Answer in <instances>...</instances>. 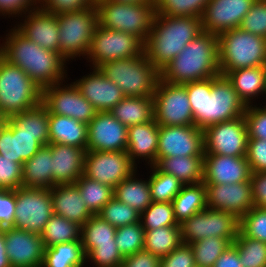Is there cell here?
Instances as JSON below:
<instances>
[{
	"instance_id": "15",
	"label": "cell",
	"mask_w": 266,
	"mask_h": 267,
	"mask_svg": "<svg viewBox=\"0 0 266 267\" xmlns=\"http://www.w3.org/2000/svg\"><path fill=\"white\" fill-rule=\"evenodd\" d=\"M205 154L246 157L248 130L244 116L203 130Z\"/></svg>"
},
{
	"instance_id": "31",
	"label": "cell",
	"mask_w": 266,
	"mask_h": 267,
	"mask_svg": "<svg viewBox=\"0 0 266 267\" xmlns=\"http://www.w3.org/2000/svg\"><path fill=\"white\" fill-rule=\"evenodd\" d=\"M52 181V153L48 145L42 146L22 165V186L50 189Z\"/></svg>"
},
{
	"instance_id": "48",
	"label": "cell",
	"mask_w": 266,
	"mask_h": 267,
	"mask_svg": "<svg viewBox=\"0 0 266 267\" xmlns=\"http://www.w3.org/2000/svg\"><path fill=\"white\" fill-rule=\"evenodd\" d=\"M97 215L116 228L140 222V213L115 197Z\"/></svg>"
},
{
	"instance_id": "38",
	"label": "cell",
	"mask_w": 266,
	"mask_h": 267,
	"mask_svg": "<svg viewBox=\"0 0 266 267\" xmlns=\"http://www.w3.org/2000/svg\"><path fill=\"white\" fill-rule=\"evenodd\" d=\"M80 234L81 226L76 222L53 214L41 233V238L45 248H49L56 244L81 240Z\"/></svg>"
},
{
	"instance_id": "14",
	"label": "cell",
	"mask_w": 266,
	"mask_h": 267,
	"mask_svg": "<svg viewBox=\"0 0 266 267\" xmlns=\"http://www.w3.org/2000/svg\"><path fill=\"white\" fill-rule=\"evenodd\" d=\"M64 83V84H63ZM66 81L42 89V104L50 114L74 118L87 125L98 112L74 82Z\"/></svg>"
},
{
	"instance_id": "4",
	"label": "cell",
	"mask_w": 266,
	"mask_h": 267,
	"mask_svg": "<svg viewBox=\"0 0 266 267\" xmlns=\"http://www.w3.org/2000/svg\"><path fill=\"white\" fill-rule=\"evenodd\" d=\"M201 32L202 18L171 17L156 13L151 33L144 44V53L161 71Z\"/></svg>"
},
{
	"instance_id": "53",
	"label": "cell",
	"mask_w": 266,
	"mask_h": 267,
	"mask_svg": "<svg viewBox=\"0 0 266 267\" xmlns=\"http://www.w3.org/2000/svg\"><path fill=\"white\" fill-rule=\"evenodd\" d=\"M22 187V165L0 155V189L16 190Z\"/></svg>"
},
{
	"instance_id": "16",
	"label": "cell",
	"mask_w": 266,
	"mask_h": 267,
	"mask_svg": "<svg viewBox=\"0 0 266 267\" xmlns=\"http://www.w3.org/2000/svg\"><path fill=\"white\" fill-rule=\"evenodd\" d=\"M137 167L126 151H86L83 175L115 188Z\"/></svg>"
},
{
	"instance_id": "55",
	"label": "cell",
	"mask_w": 266,
	"mask_h": 267,
	"mask_svg": "<svg viewBox=\"0 0 266 267\" xmlns=\"http://www.w3.org/2000/svg\"><path fill=\"white\" fill-rule=\"evenodd\" d=\"M95 5L90 0H38V7L44 11L60 14L84 10Z\"/></svg>"
},
{
	"instance_id": "63",
	"label": "cell",
	"mask_w": 266,
	"mask_h": 267,
	"mask_svg": "<svg viewBox=\"0 0 266 267\" xmlns=\"http://www.w3.org/2000/svg\"><path fill=\"white\" fill-rule=\"evenodd\" d=\"M112 2H120L125 4H143V3H154V0H110Z\"/></svg>"
},
{
	"instance_id": "33",
	"label": "cell",
	"mask_w": 266,
	"mask_h": 267,
	"mask_svg": "<svg viewBox=\"0 0 266 267\" xmlns=\"http://www.w3.org/2000/svg\"><path fill=\"white\" fill-rule=\"evenodd\" d=\"M174 217L178 225L207 208L206 187L204 182L183 185L172 200Z\"/></svg>"
},
{
	"instance_id": "2",
	"label": "cell",
	"mask_w": 266,
	"mask_h": 267,
	"mask_svg": "<svg viewBox=\"0 0 266 267\" xmlns=\"http://www.w3.org/2000/svg\"><path fill=\"white\" fill-rule=\"evenodd\" d=\"M184 85L193 112L194 125L201 130L244 116L246 112L247 106L223 75Z\"/></svg>"
},
{
	"instance_id": "39",
	"label": "cell",
	"mask_w": 266,
	"mask_h": 267,
	"mask_svg": "<svg viewBox=\"0 0 266 267\" xmlns=\"http://www.w3.org/2000/svg\"><path fill=\"white\" fill-rule=\"evenodd\" d=\"M116 227L104 221L99 215H93L81 226V244L87 255L96 244H113L115 242Z\"/></svg>"
},
{
	"instance_id": "49",
	"label": "cell",
	"mask_w": 266,
	"mask_h": 267,
	"mask_svg": "<svg viewBox=\"0 0 266 267\" xmlns=\"http://www.w3.org/2000/svg\"><path fill=\"white\" fill-rule=\"evenodd\" d=\"M239 231L266 243V209L253 207L239 219Z\"/></svg>"
},
{
	"instance_id": "46",
	"label": "cell",
	"mask_w": 266,
	"mask_h": 267,
	"mask_svg": "<svg viewBox=\"0 0 266 267\" xmlns=\"http://www.w3.org/2000/svg\"><path fill=\"white\" fill-rule=\"evenodd\" d=\"M144 238L145 229L140 222L116 228L115 242L123 257L143 250Z\"/></svg>"
},
{
	"instance_id": "12",
	"label": "cell",
	"mask_w": 266,
	"mask_h": 267,
	"mask_svg": "<svg viewBox=\"0 0 266 267\" xmlns=\"http://www.w3.org/2000/svg\"><path fill=\"white\" fill-rule=\"evenodd\" d=\"M153 109L154 120L159 126L194 125L184 84H172L160 78L153 95Z\"/></svg>"
},
{
	"instance_id": "6",
	"label": "cell",
	"mask_w": 266,
	"mask_h": 267,
	"mask_svg": "<svg viewBox=\"0 0 266 267\" xmlns=\"http://www.w3.org/2000/svg\"><path fill=\"white\" fill-rule=\"evenodd\" d=\"M219 70L221 75L247 67L264 66L266 38L256 36L240 27L218 35Z\"/></svg>"
},
{
	"instance_id": "24",
	"label": "cell",
	"mask_w": 266,
	"mask_h": 267,
	"mask_svg": "<svg viewBox=\"0 0 266 267\" xmlns=\"http://www.w3.org/2000/svg\"><path fill=\"white\" fill-rule=\"evenodd\" d=\"M91 71L90 74L74 81V84L98 112L110 111L125 96L122 90L107 79L99 68L91 67Z\"/></svg>"
},
{
	"instance_id": "7",
	"label": "cell",
	"mask_w": 266,
	"mask_h": 267,
	"mask_svg": "<svg viewBox=\"0 0 266 267\" xmlns=\"http://www.w3.org/2000/svg\"><path fill=\"white\" fill-rule=\"evenodd\" d=\"M42 103L40 88L21 68L0 55V113L7 119Z\"/></svg>"
},
{
	"instance_id": "54",
	"label": "cell",
	"mask_w": 266,
	"mask_h": 267,
	"mask_svg": "<svg viewBox=\"0 0 266 267\" xmlns=\"http://www.w3.org/2000/svg\"><path fill=\"white\" fill-rule=\"evenodd\" d=\"M246 159L252 173L266 172V140L248 138Z\"/></svg>"
},
{
	"instance_id": "13",
	"label": "cell",
	"mask_w": 266,
	"mask_h": 267,
	"mask_svg": "<svg viewBox=\"0 0 266 267\" xmlns=\"http://www.w3.org/2000/svg\"><path fill=\"white\" fill-rule=\"evenodd\" d=\"M184 244H192L204 238H227L232 243L239 232V219L230 212L206 208L180 224Z\"/></svg>"
},
{
	"instance_id": "42",
	"label": "cell",
	"mask_w": 266,
	"mask_h": 267,
	"mask_svg": "<svg viewBox=\"0 0 266 267\" xmlns=\"http://www.w3.org/2000/svg\"><path fill=\"white\" fill-rule=\"evenodd\" d=\"M149 168L148 183L152 201L171 203L184 184L175 176L160 171L155 165Z\"/></svg>"
},
{
	"instance_id": "57",
	"label": "cell",
	"mask_w": 266,
	"mask_h": 267,
	"mask_svg": "<svg viewBox=\"0 0 266 267\" xmlns=\"http://www.w3.org/2000/svg\"><path fill=\"white\" fill-rule=\"evenodd\" d=\"M38 7V0H0V16L18 17Z\"/></svg>"
},
{
	"instance_id": "5",
	"label": "cell",
	"mask_w": 266,
	"mask_h": 267,
	"mask_svg": "<svg viewBox=\"0 0 266 267\" xmlns=\"http://www.w3.org/2000/svg\"><path fill=\"white\" fill-rule=\"evenodd\" d=\"M98 68L122 90L125 97L153 96L161 78L160 71L147 59L145 53L108 61Z\"/></svg>"
},
{
	"instance_id": "56",
	"label": "cell",
	"mask_w": 266,
	"mask_h": 267,
	"mask_svg": "<svg viewBox=\"0 0 266 267\" xmlns=\"http://www.w3.org/2000/svg\"><path fill=\"white\" fill-rule=\"evenodd\" d=\"M194 252L190 245L182 243L167 256L160 259V267H194Z\"/></svg>"
},
{
	"instance_id": "40",
	"label": "cell",
	"mask_w": 266,
	"mask_h": 267,
	"mask_svg": "<svg viewBox=\"0 0 266 267\" xmlns=\"http://www.w3.org/2000/svg\"><path fill=\"white\" fill-rule=\"evenodd\" d=\"M86 207L93 215H97L102 208L114 197V188L101 184L82 175L75 183Z\"/></svg>"
},
{
	"instance_id": "41",
	"label": "cell",
	"mask_w": 266,
	"mask_h": 267,
	"mask_svg": "<svg viewBox=\"0 0 266 267\" xmlns=\"http://www.w3.org/2000/svg\"><path fill=\"white\" fill-rule=\"evenodd\" d=\"M6 120L20 133L49 134V112L42 103Z\"/></svg>"
},
{
	"instance_id": "65",
	"label": "cell",
	"mask_w": 266,
	"mask_h": 267,
	"mask_svg": "<svg viewBox=\"0 0 266 267\" xmlns=\"http://www.w3.org/2000/svg\"><path fill=\"white\" fill-rule=\"evenodd\" d=\"M94 5H96L97 3H99L102 0H90Z\"/></svg>"
},
{
	"instance_id": "20",
	"label": "cell",
	"mask_w": 266,
	"mask_h": 267,
	"mask_svg": "<svg viewBox=\"0 0 266 267\" xmlns=\"http://www.w3.org/2000/svg\"><path fill=\"white\" fill-rule=\"evenodd\" d=\"M204 184L207 208L230 212L240 219L254 207L250 181L233 184Z\"/></svg>"
},
{
	"instance_id": "62",
	"label": "cell",
	"mask_w": 266,
	"mask_h": 267,
	"mask_svg": "<svg viewBox=\"0 0 266 267\" xmlns=\"http://www.w3.org/2000/svg\"><path fill=\"white\" fill-rule=\"evenodd\" d=\"M0 267H12L5 248V227L0 228Z\"/></svg>"
},
{
	"instance_id": "59",
	"label": "cell",
	"mask_w": 266,
	"mask_h": 267,
	"mask_svg": "<svg viewBox=\"0 0 266 267\" xmlns=\"http://www.w3.org/2000/svg\"><path fill=\"white\" fill-rule=\"evenodd\" d=\"M254 207L266 209V172H255L250 178Z\"/></svg>"
},
{
	"instance_id": "36",
	"label": "cell",
	"mask_w": 266,
	"mask_h": 267,
	"mask_svg": "<svg viewBox=\"0 0 266 267\" xmlns=\"http://www.w3.org/2000/svg\"><path fill=\"white\" fill-rule=\"evenodd\" d=\"M86 263L81 240H76L45 248L41 267H84Z\"/></svg>"
},
{
	"instance_id": "10",
	"label": "cell",
	"mask_w": 266,
	"mask_h": 267,
	"mask_svg": "<svg viewBox=\"0 0 266 267\" xmlns=\"http://www.w3.org/2000/svg\"><path fill=\"white\" fill-rule=\"evenodd\" d=\"M144 44L138 36L110 30L98 24L86 59L90 67L98 68L108 61L142 55Z\"/></svg>"
},
{
	"instance_id": "18",
	"label": "cell",
	"mask_w": 266,
	"mask_h": 267,
	"mask_svg": "<svg viewBox=\"0 0 266 267\" xmlns=\"http://www.w3.org/2000/svg\"><path fill=\"white\" fill-rule=\"evenodd\" d=\"M127 131L110 111L97 112L88 124L86 151H126Z\"/></svg>"
},
{
	"instance_id": "28",
	"label": "cell",
	"mask_w": 266,
	"mask_h": 267,
	"mask_svg": "<svg viewBox=\"0 0 266 267\" xmlns=\"http://www.w3.org/2000/svg\"><path fill=\"white\" fill-rule=\"evenodd\" d=\"M49 190L53 214L76 222L80 226L93 216L75 184L54 185Z\"/></svg>"
},
{
	"instance_id": "19",
	"label": "cell",
	"mask_w": 266,
	"mask_h": 267,
	"mask_svg": "<svg viewBox=\"0 0 266 267\" xmlns=\"http://www.w3.org/2000/svg\"><path fill=\"white\" fill-rule=\"evenodd\" d=\"M5 248L12 267H41L45 246L41 235L5 227Z\"/></svg>"
},
{
	"instance_id": "50",
	"label": "cell",
	"mask_w": 266,
	"mask_h": 267,
	"mask_svg": "<svg viewBox=\"0 0 266 267\" xmlns=\"http://www.w3.org/2000/svg\"><path fill=\"white\" fill-rule=\"evenodd\" d=\"M123 259L116 243L96 244L86 255V262L91 261L95 267H120Z\"/></svg>"
},
{
	"instance_id": "58",
	"label": "cell",
	"mask_w": 266,
	"mask_h": 267,
	"mask_svg": "<svg viewBox=\"0 0 266 267\" xmlns=\"http://www.w3.org/2000/svg\"><path fill=\"white\" fill-rule=\"evenodd\" d=\"M15 207V190L0 189V228L12 226Z\"/></svg>"
},
{
	"instance_id": "61",
	"label": "cell",
	"mask_w": 266,
	"mask_h": 267,
	"mask_svg": "<svg viewBox=\"0 0 266 267\" xmlns=\"http://www.w3.org/2000/svg\"><path fill=\"white\" fill-rule=\"evenodd\" d=\"M213 267H243L237 248L231 244L217 259Z\"/></svg>"
},
{
	"instance_id": "22",
	"label": "cell",
	"mask_w": 266,
	"mask_h": 267,
	"mask_svg": "<svg viewBox=\"0 0 266 267\" xmlns=\"http://www.w3.org/2000/svg\"><path fill=\"white\" fill-rule=\"evenodd\" d=\"M20 18L22 22L19 21L14 27L21 34L40 47L59 53L58 14L37 7Z\"/></svg>"
},
{
	"instance_id": "17",
	"label": "cell",
	"mask_w": 266,
	"mask_h": 267,
	"mask_svg": "<svg viewBox=\"0 0 266 267\" xmlns=\"http://www.w3.org/2000/svg\"><path fill=\"white\" fill-rule=\"evenodd\" d=\"M203 130L195 125L159 126L156 162L176 156H204Z\"/></svg>"
},
{
	"instance_id": "43",
	"label": "cell",
	"mask_w": 266,
	"mask_h": 267,
	"mask_svg": "<svg viewBox=\"0 0 266 267\" xmlns=\"http://www.w3.org/2000/svg\"><path fill=\"white\" fill-rule=\"evenodd\" d=\"M231 244L232 242L227 238L215 236L190 244L194 252L195 265L213 267L217 259Z\"/></svg>"
},
{
	"instance_id": "30",
	"label": "cell",
	"mask_w": 266,
	"mask_h": 267,
	"mask_svg": "<svg viewBox=\"0 0 266 267\" xmlns=\"http://www.w3.org/2000/svg\"><path fill=\"white\" fill-rule=\"evenodd\" d=\"M49 143L86 149L88 125L71 117L49 113Z\"/></svg>"
},
{
	"instance_id": "8",
	"label": "cell",
	"mask_w": 266,
	"mask_h": 267,
	"mask_svg": "<svg viewBox=\"0 0 266 267\" xmlns=\"http://www.w3.org/2000/svg\"><path fill=\"white\" fill-rule=\"evenodd\" d=\"M95 6L101 27L138 36L145 43L156 16L154 3L125 4L102 0Z\"/></svg>"
},
{
	"instance_id": "34",
	"label": "cell",
	"mask_w": 266,
	"mask_h": 267,
	"mask_svg": "<svg viewBox=\"0 0 266 267\" xmlns=\"http://www.w3.org/2000/svg\"><path fill=\"white\" fill-rule=\"evenodd\" d=\"M135 170L114 188V197L134 208L140 214L153 202L147 179L138 176ZM139 177V178H138Z\"/></svg>"
},
{
	"instance_id": "27",
	"label": "cell",
	"mask_w": 266,
	"mask_h": 267,
	"mask_svg": "<svg viewBox=\"0 0 266 267\" xmlns=\"http://www.w3.org/2000/svg\"><path fill=\"white\" fill-rule=\"evenodd\" d=\"M48 146L52 153V181L54 184H74L83 175L86 149L52 143H49Z\"/></svg>"
},
{
	"instance_id": "47",
	"label": "cell",
	"mask_w": 266,
	"mask_h": 267,
	"mask_svg": "<svg viewBox=\"0 0 266 267\" xmlns=\"http://www.w3.org/2000/svg\"><path fill=\"white\" fill-rule=\"evenodd\" d=\"M140 223L145 230L159 227L178 226L172 203L152 202L141 214Z\"/></svg>"
},
{
	"instance_id": "29",
	"label": "cell",
	"mask_w": 266,
	"mask_h": 267,
	"mask_svg": "<svg viewBox=\"0 0 266 267\" xmlns=\"http://www.w3.org/2000/svg\"><path fill=\"white\" fill-rule=\"evenodd\" d=\"M246 106L256 105L258 96L266 97V70L264 66L229 71L224 75ZM254 101V104H253Z\"/></svg>"
},
{
	"instance_id": "52",
	"label": "cell",
	"mask_w": 266,
	"mask_h": 267,
	"mask_svg": "<svg viewBox=\"0 0 266 267\" xmlns=\"http://www.w3.org/2000/svg\"><path fill=\"white\" fill-rule=\"evenodd\" d=\"M258 105L256 103V105L247 106L244 113L248 138L266 140V109L262 104Z\"/></svg>"
},
{
	"instance_id": "44",
	"label": "cell",
	"mask_w": 266,
	"mask_h": 267,
	"mask_svg": "<svg viewBox=\"0 0 266 267\" xmlns=\"http://www.w3.org/2000/svg\"><path fill=\"white\" fill-rule=\"evenodd\" d=\"M243 267H266V243L246 237L240 231L232 243Z\"/></svg>"
},
{
	"instance_id": "35",
	"label": "cell",
	"mask_w": 266,
	"mask_h": 267,
	"mask_svg": "<svg viewBox=\"0 0 266 267\" xmlns=\"http://www.w3.org/2000/svg\"><path fill=\"white\" fill-rule=\"evenodd\" d=\"M153 96L124 97L110 113L126 127L146 123L154 118Z\"/></svg>"
},
{
	"instance_id": "23",
	"label": "cell",
	"mask_w": 266,
	"mask_h": 267,
	"mask_svg": "<svg viewBox=\"0 0 266 267\" xmlns=\"http://www.w3.org/2000/svg\"><path fill=\"white\" fill-rule=\"evenodd\" d=\"M251 174L246 157L204 154V183L233 184L250 181Z\"/></svg>"
},
{
	"instance_id": "3",
	"label": "cell",
	"mask_w": 266,
	"mask_h": 267,
	"mask_svg": "<svg viewBox=\"0 0 266 267\" xmlns=\"http://www.w3.org/2000/svg\"><path fill=\"white\" fill-rule=\"evenodd\" d=\"M160 74L163 81L172 84H185L221 75L218 35L201 32L186 44Z\"/></svg>"
},
{
	"instance_id": "1",
	"label": "cell",
	"mask_w": 266,
	"mask_h": 267,
	"mask_svg": "<svg viewBox=\"0 0 266 267\" xmlns=\"http://www.w3.org/2000/svg\"><path fill=\"white\" fill-rule=\"evenodd\" d=\"M7 32L0 43V55L6 61L21 68L42 89L65 79L68 82V63L59 53L40 47L15 27Z\"/></svg>"
},
{
	"instance_id": "45",
	"label": "cell",
	"mask_w": 266,
	"mask_h": 267,
	"mask_svg": "<svg viewBox=\"0 0 266 267\" xmlns=\"http://www.w3.org/2000/svg\"><path fill=\"white\" fill-rule=\"evenodd\" d=\"M209 0H154L157 14L202 18Z\"/></svg>"
},
{
	"instance_id": "9",
	"label": "cell",
	"mask_w": 266,
	"mask_h": 267,
	"mask_svg": "<svg viewBox=\"0 0 266 267\" xmlns=\"http://www.w3.org/2000/svg\"><path fill=\"white\" fill-rule=\"evenodd\" d=\"M98 24L96 6L58 14L59 54L68 62L86 59Z\"/></svg>"
},
{
	"instance_id": "11",
	"label": "cell",
	"mask_w": 266,
	"mask_h": 267,
	"mask_svg": "<svg viewBox=\"0 0 266 267\" xmlns=\"http://www.w3.org/2000/svg\"><path fill=\"white\" fill-rule=\"evenodd\" d=\"M12 227L41 235L53 215L49 189L19 187L15 190Z\"/></svg>"
},
{
	"instance_id": "64",
	"label": "cell",
	"mask_w": 266,
	"mask_h": 267,
	"mask_svg": "<svg viewBox=\"0 0 266 267\" xmlns=\"http://www.w3.org/2000/svg\"><path fill=\"white\" fill-rule=\"evenodd\" d=\"M5 118L1 115V113H0V124H3L4 122H5Z\"/></svg>"
},
{
	"instance_id": "51",
	"label": "cell",
	"mask_w": 266,
	"mask_h": 267,
	"mask_svg": "<svg viewBox=\"0 0 266 267\" xmlns=\"http://www.w3.org/2000/svg\"><path fill=\"white\" fill-rule=\"evenodd\" d=\"M240 28L256 36L266 38V0H255L243 18Z\"/></svg>"
},
{
	"instance_id": "25",
	"label": "cell",
	"mask_w": 266,
	"mask_h": 267,
	"mask_svg": "<svg viewBox=\"0 0 266 267\" xmlns=\"http://www.w3.org/2000/svg\"><path fill=\"white\" fill-rule=\"evenodd\" d=\"M48 144L49 134L20 133L7 120L1 125L0 155L21 165Z\"/></svg>"
},
{
	"instance_id": "21",
	"label": "cell",
	"mask_w": 266,
	"mask_h": 267,
	"mask_svg": "<svg viewBox=\"0 0 266 267\" xmlns=\"http://www.w3.org/2000/svg\"><path fill=\"white\" fill-rule=\"evenodd\" d=\"M255 0H209L202 16L203 31L219 35L239 28Z\"/></svg>"
},
{
	"instance_id": "60",
	"label": "cell",
	"mask_w": 266,
	"mask_h": 267,
	"mask_svg": "<svg viewBox=\"0 0 266 267\" xmlns=\"http://www.w3.org/2000/svg\"><path fill=\"white\" fill-rule=\"evenodd\" d=\"M160 257L145 250L124 257L120 267H160Z\"/></svg>"
},
{
	"instance_id": "37",
	"label": "cell",
	"mask_w": 266,
	"mask_h": 267,
	"mask_svg": "<svg viewBox=\"0 0 266 267\" xmlns=\"http://www.w3.org/2000/svg\"><path fill=\"white\" fill-rule=\"evenodd\" d=\"M182 243L180 225L159 227L145 230L143 250L162 258Z\"/></svg>"
},
{
	"instance_id": "26",
	"label": "cell",
	"mask_w": 266,
	"mask_h": 267,
	"mask_svg": "<svg viewBox=\"0 0 266 267\" xmlns=\"http://www.w3.org/2000/svg\"><path fill=\"white\" fill-rule=\"evenodd\" d=\"M159 140V125L154 118L146 123L132 125L127 131V149L131 162L138 167L139 160L148 166L156 164Z\"/></svg>"
},
{
	"instance_id": "32",
	"label": "cell",
	"mask_w": 266,
	"mask_h": 267,
	"mask_svg": "<svg viewBox=\"0 0 266 267\" xmlns=\"http://www.w3.org/2000/svg\"><path fill=\"white\" fill-rule=\"evenodd\" d=\"M155 166L175 176L184 185L203 181L204 156H176L160 158Z\"/></svg>"
}]
</instances>
